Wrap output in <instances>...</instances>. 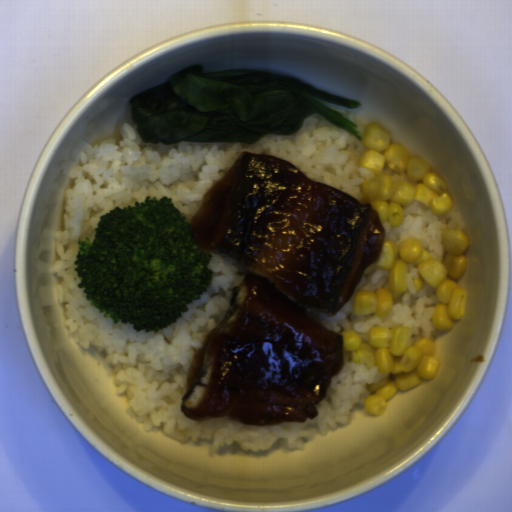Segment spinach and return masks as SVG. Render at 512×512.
<instances>
[{"mask_svg":"<svg viewBox=\"0 0 512 512\" xmlns=\"http://www.w3.org/2000/svg\"><path fill=\"white\" fill-rule=\"evenodd\" d=\"M129 115L143 143L253 144L267 135L292 136L319 115L361 140L357 125L323 103L357 109L361 103L271 71L195 64L130 97Z\"/></svg>","mask_w":512,"mask_h":512,"instance_id":"spinach-1","label":"spinach"}]
</instances>
